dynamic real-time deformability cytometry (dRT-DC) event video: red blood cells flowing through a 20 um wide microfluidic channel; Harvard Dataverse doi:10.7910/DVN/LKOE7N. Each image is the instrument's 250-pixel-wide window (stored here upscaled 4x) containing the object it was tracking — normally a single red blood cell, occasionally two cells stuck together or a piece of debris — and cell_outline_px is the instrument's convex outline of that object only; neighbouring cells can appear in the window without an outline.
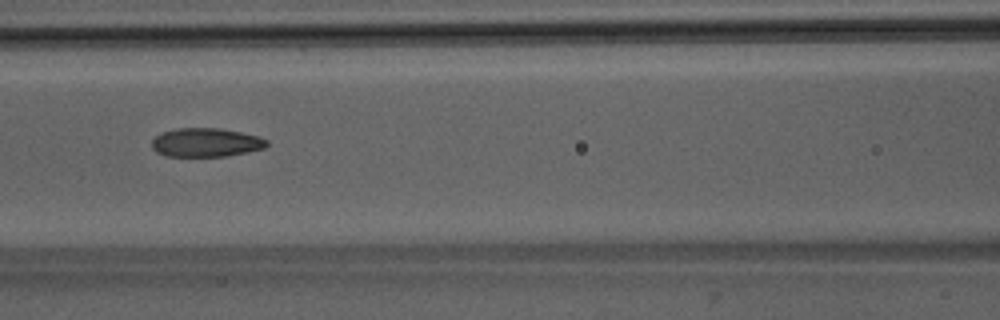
{"species": "Egyptian fruit bat (a non-hibernating species)", "species_latin": "Rousettus aegyptiacus", "temperature_condition": "room temperature", "stored_images_in_passage": 28, "camera_frame_rate_fps": 3000, "um_per_image_px": 0.085, "animal": {"sex": "male"}, "frame": {"image": 1, "passage_image": 23, "time_ms": 7.333, "image_size_px": [1000, 320], "cell_outline_px": [[268, 144], [264, 148], [248, 152], [228, 156], [164, 156], [156, 152], [152, 148], [152, 140], [156, 136], [164, 132], [180, 128], [220, 128], [260, 136], [268, 140]], "centroid_in_image_um": [17.53, 12.12], "position_along_channel_um": 149.1, "area_um2": 19.31}}